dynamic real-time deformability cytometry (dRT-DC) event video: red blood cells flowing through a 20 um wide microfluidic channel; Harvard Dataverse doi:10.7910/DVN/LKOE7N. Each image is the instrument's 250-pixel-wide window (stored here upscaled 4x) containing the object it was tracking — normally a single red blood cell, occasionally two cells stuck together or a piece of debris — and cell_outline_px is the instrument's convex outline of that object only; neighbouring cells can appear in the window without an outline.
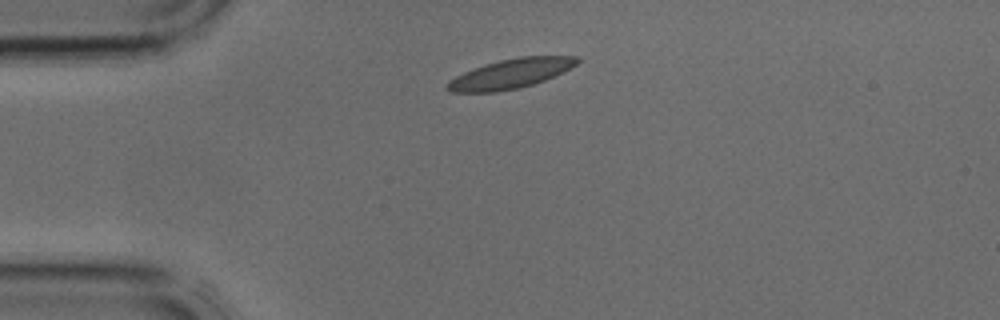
{"species": "common noctule bat (a hibernating species)", "species_latin": "Nyctalus noctula", "temperature_condition": "cold", "stored_images_in_passage": 2, "camera_frame_rate_fps": 3000, "um_per_image_px": 0.085, "animal": {"sex": "male", "body_mass_g": 17.9, "forearm_length_mm": 54.2}, "frame": {"image": 1, "passage_image": 1, "time_ms": 0.0, "image_size_px": [1000, 320], "cell_outline_px": [[584, 60], [544, 80], [520, 88], [496, 92], [448, 92], [444, 88], [444, 84], [448, 80], [464, 72], [484, 64], [500, 60], [520, 56], [580, 56]], "centroid_in_image_um": [43.35, 6.26], "position_along_channel_um": 41.6, "area_um2": 22.43}}